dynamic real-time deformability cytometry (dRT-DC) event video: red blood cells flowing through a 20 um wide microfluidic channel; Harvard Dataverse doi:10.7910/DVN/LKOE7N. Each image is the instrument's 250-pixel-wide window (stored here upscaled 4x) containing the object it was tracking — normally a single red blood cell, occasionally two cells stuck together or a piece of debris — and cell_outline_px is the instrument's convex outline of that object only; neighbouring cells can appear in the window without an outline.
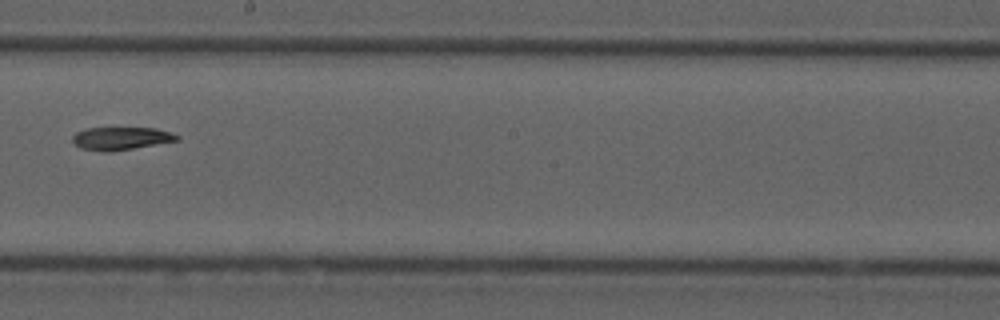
{"species": "common noctule bat (a hibernating species)", "species_latin": "Nyctalus noctula", "temperature_condition": "cold", "stored_images_in_passage": 7, "camera_frame_rate_fps": 3000, "um_per_image_px": 0.085, "animal": {"sex": "male", "forearm_length_mm": 52.5}, "frame": {"image": 1, "passage_image": 7, "time_ms": 7.667, "image_size_px": [1000, 320], "cell_outline_px": [[180, 140], [108, 152], [100, 152], [80, 148], [72, 140], [72, 136], [76, 132], [88, 128], [156, 128], [172, 132], [180, 136]], "centroid_in_image_um": [10.29, 11.76], "position_along_channel_um": 237.9, "area_um2": 13.93}}